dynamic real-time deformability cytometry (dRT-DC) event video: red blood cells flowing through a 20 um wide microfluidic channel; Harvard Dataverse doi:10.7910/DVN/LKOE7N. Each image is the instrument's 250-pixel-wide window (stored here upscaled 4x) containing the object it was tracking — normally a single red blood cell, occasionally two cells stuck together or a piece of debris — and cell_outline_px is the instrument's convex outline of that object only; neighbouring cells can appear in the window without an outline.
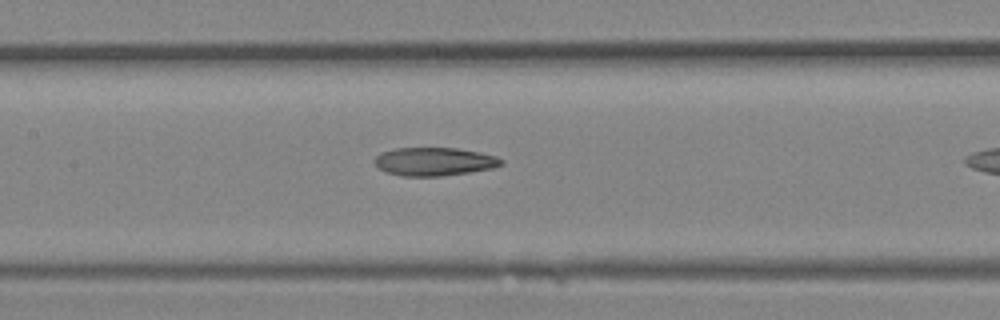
{"species": "Egyptian fruit bat (a non-hibernating species)", "species_latin": "Rousettus aegyptiacus", "temperature_condition": "room temperature", "stored_images_in_passage": 16, "segment_of_instrument_passage": [1, 2], "camera_frame_rate_fps": 3000, "um_per_image_px": 0.085, "animal": {"sex": "female"}, "frame": {"image": 1, "passage_image": 10, "time_ms": 3.0, "image_size_px": [1000, 320], "cell_outline_px": [[504, 164], [492, 168], [468, 172], [440, 176], [400, 176], [384, 172], [372, 160], [380, 152], [396, 148], [456, 148], [480, 152], [496, 156], [504, 160]], "centroid_in_image_um": [36.89, 13.73], "position_along_channel_um": 170.5, "area_um2": 20.98}}
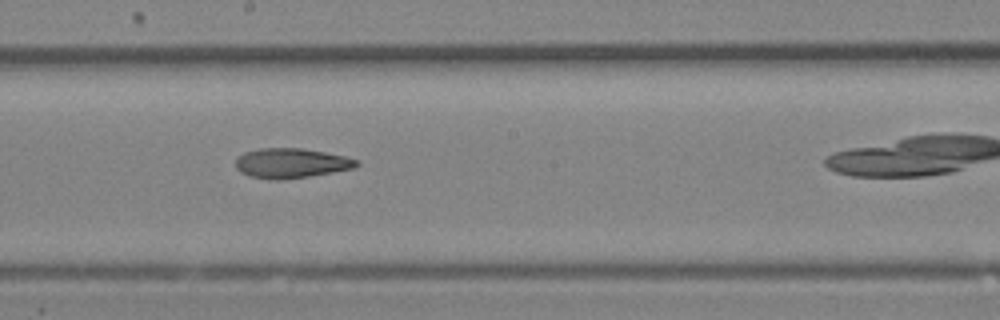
{"frame": {"image": 2, "passage_image": 12, "time_ms": 3.667, "image_size_px": [1000, 320], "cell_outline_px": [[360, 164], [356, 168], [308, 176], [280, 180], [268, 180], [248, 176], [240, 172], [236, 168], [236, 160], [244, 152], [260, 148], [300, 148], [324, 152], [344, 156], [356, 160]], "centroid_in_image_um": [24.72, 13.88], "position_along_channel_um": 223.5, "area_um2": 20.98}}